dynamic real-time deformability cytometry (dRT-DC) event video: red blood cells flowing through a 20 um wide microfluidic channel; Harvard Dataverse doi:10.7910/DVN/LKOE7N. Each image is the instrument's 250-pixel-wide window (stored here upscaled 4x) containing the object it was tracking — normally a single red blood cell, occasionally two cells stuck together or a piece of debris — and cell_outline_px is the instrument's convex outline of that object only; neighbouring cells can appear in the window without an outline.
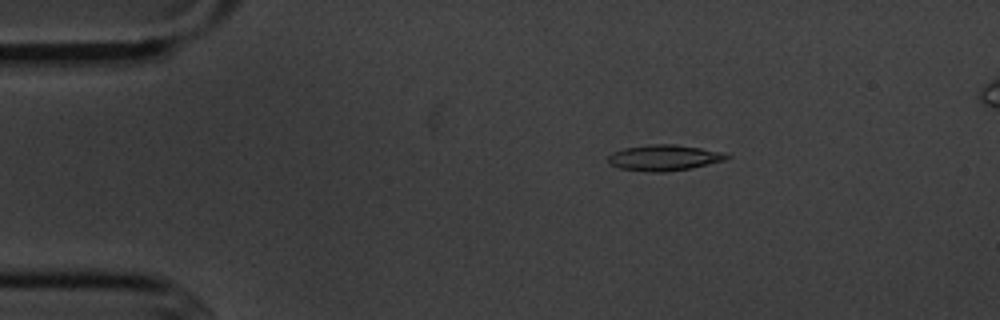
{"species": "common noctule bat (a hibernating species)", "species_latin": "Nyctalus noctula", "temperature_condition": "cold", "stored_images_in_passage": 5, "camera_frame_rate_fps": 3000, "um_per_image_px": 0.085, "animal": {"sex": "male", "body_mass_g": 20.1, "forearm_length_mm": 53.5}, "frame": {"image": 1, "passage_image": 3, "time_ms": 2.333, "image_size_px": [1000, 320], "cell_outline_px": [[732, 156], [724, 160], [692, 168], [664, 172], [652, 172], [620, 168], [608, 164], [608, 156], [612, 152], [624, 148], [652, 144], [676, 144], [724, 152]], "centroid_in_image_um": [56.44, 13.4], "position_along_channel_um": 28.6, "area_um2": 17.86}}